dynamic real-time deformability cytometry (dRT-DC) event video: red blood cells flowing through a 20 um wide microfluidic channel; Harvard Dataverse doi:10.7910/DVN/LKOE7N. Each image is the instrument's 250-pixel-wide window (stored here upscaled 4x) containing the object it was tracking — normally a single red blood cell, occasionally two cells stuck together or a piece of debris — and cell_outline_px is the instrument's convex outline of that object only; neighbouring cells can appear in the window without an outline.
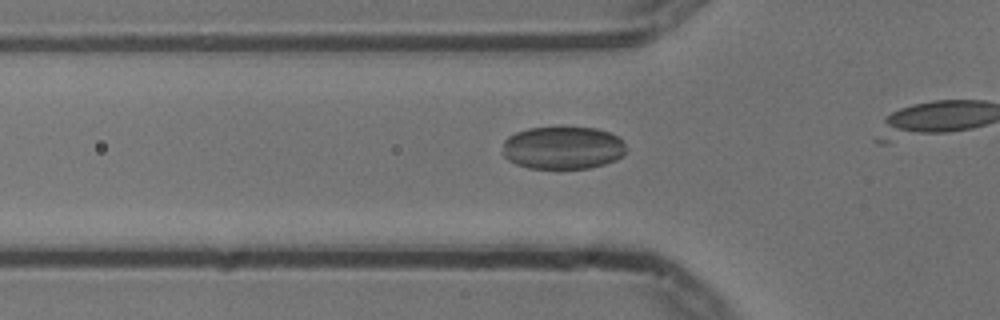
{"species": "common noctule bat (a hibernating species)", "species_latin": "Nyctalus noctula", "temperature_condition": "cold", "stored_images_in_passage": 4, "camera_frame_rate_fps": 3000, "um_per_image_px": 0.085, "animal": {"sex": "male", "body_mass_g": 13.3}, "frame": {"image": 1, "passage_image": 2, "time_ms": 0.333, "image_size_px": [1000, 320], "cell_outline_px": [[628, 152], [624, 156], [616, 160], [604, 164], [588, 168], [528, 168], [516, 164], [508, 160], [504, 156], [504, 140], [508, 136], [516, 132], [528, 128], [596, 128], [620, 136], [628, 148]], "centroid_in_image_um": [47.9, 12.57], "position_along_channel_um": 77.9, "area_um2": 30.98}}